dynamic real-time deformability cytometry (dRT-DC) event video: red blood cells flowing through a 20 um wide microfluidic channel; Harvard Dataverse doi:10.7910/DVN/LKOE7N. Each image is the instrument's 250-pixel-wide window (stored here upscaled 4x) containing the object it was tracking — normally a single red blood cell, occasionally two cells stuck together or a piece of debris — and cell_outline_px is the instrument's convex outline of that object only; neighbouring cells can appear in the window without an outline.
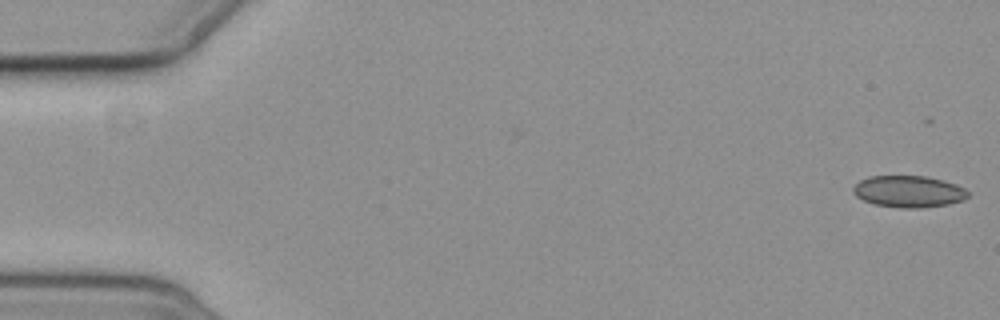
{"species": "common noctule bat (a hibernating species)", "species_latin": "Nyctalus noctula", "temperature_condition": "cold", "stored_images_in_passage": 2, "camera_frame_rate_fps": 3000, "um_per_image_px": 0.085, "animal": {"sex": "female", "body_mass_g": 19.3, "forearm_length_mm": 54.1}, "frame": {"image": 1, "passage_image": 2, "time_ms": 1.333, "image_size_px": [1000, 320], "cell_outline_px": [[968, 196], [964, 200], [948, 204], [920, 208], [900, 208], [872, 204], [856, 196], [852, 192], [852, 188], [860, 180], [868, 176], [924, 176], [944, 180], [956, 184], [964, 188], [968, 192]], "centroid_in_image_um": [77.22, 16.28], "position_along_channel_um": 7.8, "area_um2": 21.33}}